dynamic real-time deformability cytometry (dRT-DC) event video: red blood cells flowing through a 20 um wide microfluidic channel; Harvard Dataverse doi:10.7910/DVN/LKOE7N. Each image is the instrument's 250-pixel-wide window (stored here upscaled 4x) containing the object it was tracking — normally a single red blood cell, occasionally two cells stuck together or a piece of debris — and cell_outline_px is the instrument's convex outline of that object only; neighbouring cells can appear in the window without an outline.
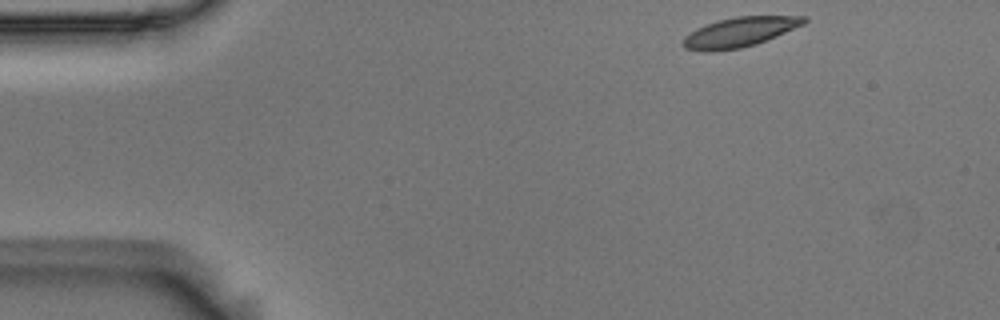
{"species": "Egyptian fruit bat (a non-hibernating species)", "species_latin": "Rousettus aegyptiacus", "temperature_condition": "room temperature", "stored_images_in_passage": 9, "camera_frame_rate_fps": 3000, "um_per_image_px": 0.085, "animal": {"sex": "male"}, "frame": {"image": 1, "passage_image": 1, "time_ms": 0.0, "image_size_px": [1000, 320], "cell_outline_px": [[808, 20], [804, 24], [776, 36], [756, 44], [740, 48], [712, 52], [704, 52], [684, 48], [680, 44], [684, 36], [696, 28], [720, 20], [736, 16], [808, 16]], "centroid_in_image_um": [62.83, 2.74], "position_along_channel_um": 22.2, "area_um2": 20.98}}
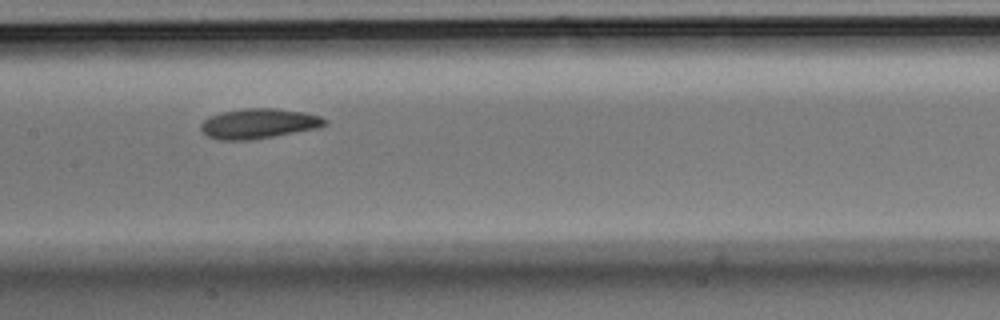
{"frame": {"image": 2, "passage_image": 6, "time_ms": 1.667, "image_size_px": [1000, 320], "cell_outline_px": [[328, 124], [320, 128], [252, 140], [216, 140], [204, 136], [200, 128], [200, 124], [204, 120], [220, 112], [244, 108], [276, 108], [304, 112], [320, 116], [328, 120]], "centroid_in_image_um": [21.99, 10.51], "position_along_channel_um": 185.4, "area_um2": 22.08}}
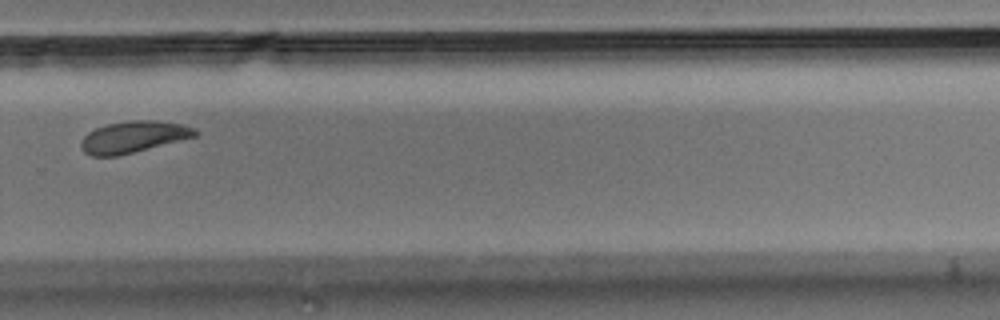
{"frame": {"image": 3, "passage_image": 9, "time_ms": 2.667, "image_size_px": [1000, 320], "cell_outline_px": [[200, 132], [196, 136], [120, 156], [92, 156], [84, 152], [80, 148], [80, 144], [84, 136], [88, 132], [96, 128], [108, 124], [128, 120], [156, 120], [180, 124], [196, 128]], "centroid_in_image_um": [11.34, 11.64], "position_along_channel_um": 318.5, "area_um2": 21.1}}